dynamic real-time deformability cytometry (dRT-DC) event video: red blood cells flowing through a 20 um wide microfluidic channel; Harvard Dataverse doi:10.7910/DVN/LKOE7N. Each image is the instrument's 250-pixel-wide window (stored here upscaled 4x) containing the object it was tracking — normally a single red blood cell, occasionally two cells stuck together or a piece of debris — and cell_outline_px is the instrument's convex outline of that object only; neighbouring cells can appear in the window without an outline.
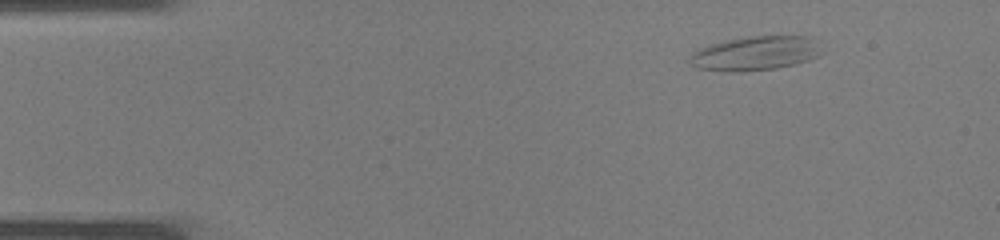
{"species": "common noctule bat (a hibernating species)", "species_latin": "Nyctalus noctula", "temperature_condition": "warm", "stored_images_in_passage": 35, "camera_frame_rate_fps": 3000, "um_per_image_px": 0.085, "animal": {"sex": "male", "body_mass_g": 19.0, "forearm_length_mm": 50.8}, "frame": {"image": 1, "passage_image": 1, "time_ms": 0.0, "image_size_px": [1000, 240], "cell_outline_px": [[816, 56], [808, 60], [776, 68], [740, 72], [728, 72], [696, 68], [688, 64], [688, 60], [692, 52], [712, 44], [728, 40], [748, 36], [808, 36]], "centroid_in_image_um": [64.0, 4.56], "position_along_channel_um": 21.0, "area_um2": 25.43}}
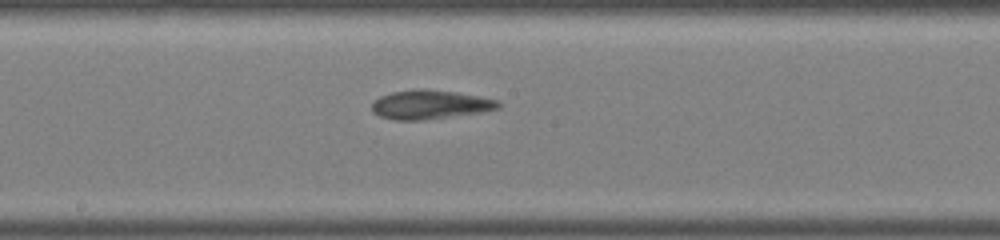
{"frame": {"image": 2, "passage_image": 17, "time_ms": 5.333, "image_size_px": [1000, 240], "cell_outline_px": [[500, 108], [480, 112], [424, 120], [396, 120], [380, 116], [372, 112], [372, 104], [380, 96], [392, 92], [416, 88], [456, 92], [496, 100], [500, 104]], "centroid_in_image_um": [36.51, 8.89], "position_along_channel_um": 211.7, "area_um2": 21.1}}
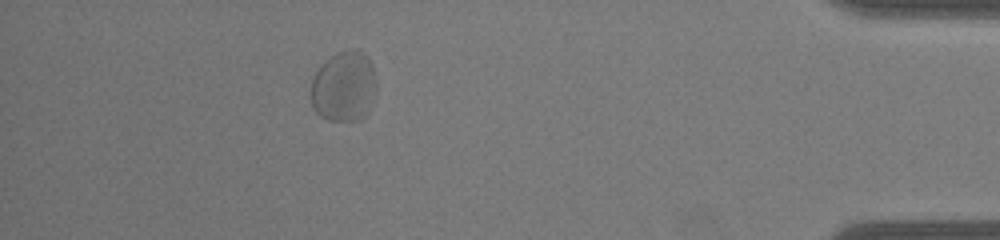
{"frame": {"image": 3, "passage_image": 31, "time_ms": 10.0, "image_size_px": [1000, 240], "cell_outline_px": [[376, 96], [368, 112], [360, 120], [328, 120], [320, 116], [316, 112], [312, 104], [312, 80], [320, 64], [324, 60], [336, 52], [348, 48], [360, 48], [368, 56], [372, 64], [376, 76]], "centroid_in_image_um": [29.28, 7.3], "position_along_channel_um": 405.9, "area_um2": 27.63}}